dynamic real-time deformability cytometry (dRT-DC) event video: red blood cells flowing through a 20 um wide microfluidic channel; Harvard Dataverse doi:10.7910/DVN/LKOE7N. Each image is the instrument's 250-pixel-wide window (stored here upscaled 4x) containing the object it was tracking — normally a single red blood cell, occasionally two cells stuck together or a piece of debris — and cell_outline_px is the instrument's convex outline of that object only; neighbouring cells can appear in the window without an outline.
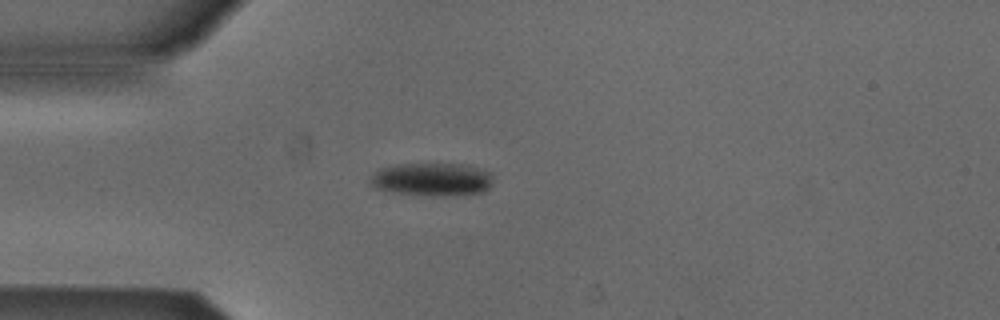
{"species": "Egyptian fruit bat (a non-hibernating species)", "species_latin": "Rousettus aegyptiacus", "temperature_condition": "cold", "stored_images_in_passage": 40, "camera_frame_rate_fps": 3000, "um_per_image_px": 0.085, "animal": {"sex": "male"}, "frame": {"image": 1, "passage_image": 1, "time_ms": 0.0, "image_size_px": [1000, 320], "cell_outline_px": [[492, 184], [484, 192], [456, 196], [428, 196], [396, 192], [376, 188], [368, 184], [368, 180], [380, 168], [396, 164], [468, 164], [488, 172], [492, 176]], "centroid_in_image_um": [36.73, 15.26], "position_along_channel_um": 48.3, "area_um2": 23.93}}
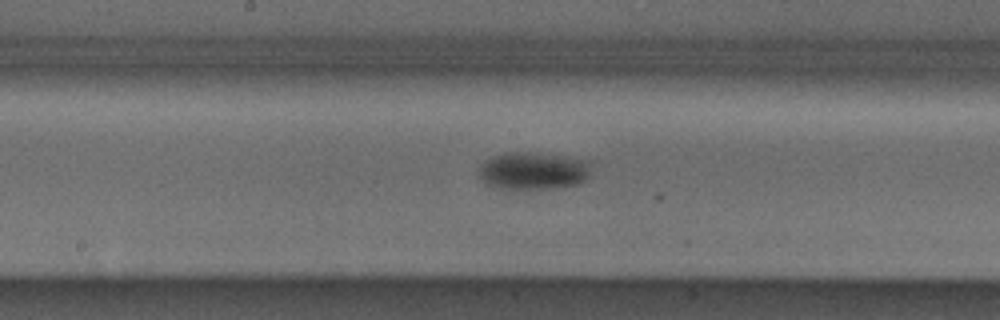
{"frame": {"image": 2, "passage_image": 14, "time_ms": 4.333, "image_size_px": [1000, 320], "cell_outline_px": [[592, 164], [588, 176], [580, 184], [556, 188], [500, 188], [484, 184], [480, 180], [480, 164], [496, 156], [508, 152], [528, 152], [592, 160]], "centroid_in_image_um": [45.37, 14.52], "position_along_channel_um": 202.8, "area_um2": 24.45}}
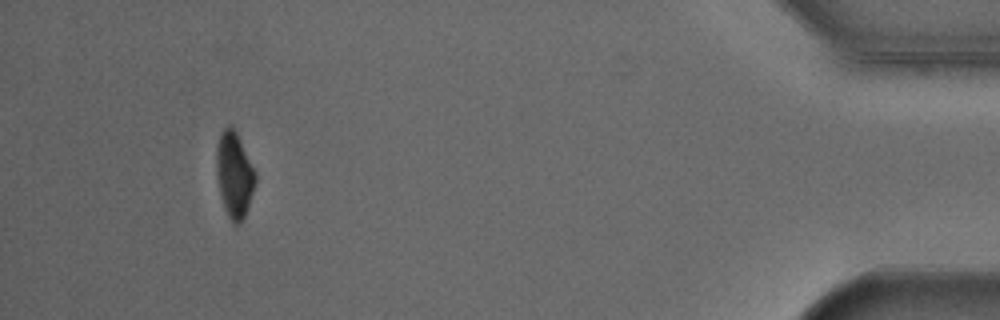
{"frame": {"image": 3, "passage_image": 36, "time_ms": 11.667, "image_size_px": [1000, 320], "cell_outline_px": [[256, 180], [244, 216], [240, 224], [232, 224], [224, 208], [220, 196], [216, 176], [216, 144], [220, 132], [228, 124], [236, 132], [256, 176]], "centroid_in_image_um": [19.86, 14.86], "position_along_channel_um": 415.3, "area_um2": 19.13}, "authors_computed_cell_mechanics": {"area_um2": 23.3223, "velocity_mm_per_s": 3.8751, "shape_relaxation_time_tau1_ms": 4.564, "shape_relaxation_time_tau2_ms": null, "deformation_change_tau1": 0.1178, "deformation_change_tau2": null}}